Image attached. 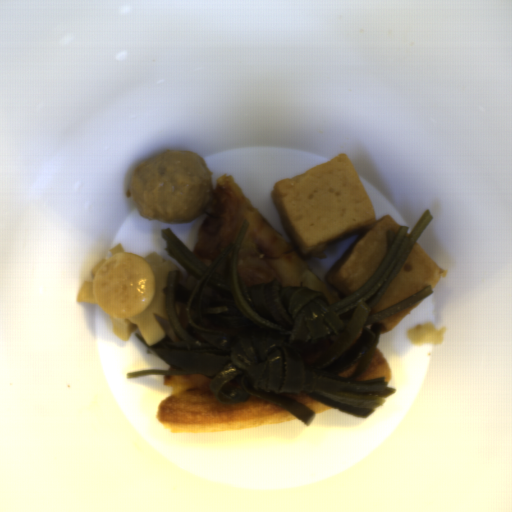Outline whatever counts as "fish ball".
I'll return each instance as SVG.
<instances>
[{
    "mask_svg": "<svg viewBox=\"0 0 512 512\" xmlns=\"http://www.w3.org/2000/svg\"><path fill=\"white\" fill-rule=\"evenodd\" d=\"M424 300H420L410 306H407L389 316H386L376 321L379 335L395 327L399 322H401L405 317H407L411 312H413Z\"/></svg>",
    "mask_w": 512,
    "mask_h": 512,
    "instance_id": "obj_3",
    "label": "fish ball"
},
{
    "mask_svg": "<svg viewBox=\"0 0 512 512\" xmlns=\"http://www.w3.org/2000/svg\"><path fill=\"white\" fill-rule=\"evenodd\" d=\"M281 229L301 258L357 234L324 276L348 297L374 276L386 253L387 233L399 225L375 208L347 153L278 180L270 193Z\"/></svg>",
    "mask_w": 512,
    "mask_h": 512,
    "instance_id": "obj_1",
    "label": "fish ball"
},
{
    "mask_svg": "<svg viewBox=\"0 0 512 512\" xmlns=\"http://www.w3.org/2000/svg\"><path fill=\"white\" fill-rule=\"evenodd\" d=\"M447 273L448 271L444 270L416 242L391 284L373 306L370 314H375L429 286L433 291Z\"/></svg>",
    "mask_w": 512,
    "mask_h": 512,
    "instance_id": "obj_2",
    "label": "fish ball"
}]
</instances>
